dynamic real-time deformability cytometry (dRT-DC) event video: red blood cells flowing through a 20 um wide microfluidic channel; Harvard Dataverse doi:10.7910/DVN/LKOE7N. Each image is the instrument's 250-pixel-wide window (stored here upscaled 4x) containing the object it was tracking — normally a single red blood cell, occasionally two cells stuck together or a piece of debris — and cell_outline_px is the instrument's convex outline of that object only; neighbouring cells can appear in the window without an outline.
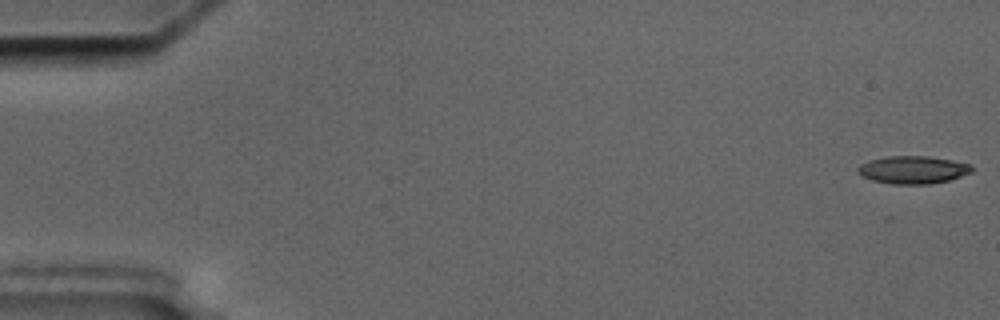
{"species": "common noctule bat (a hibernating species)", "species_latin": "Nyctalus noctula", "temperature_condition": "cold", "stored_images_in_passage": 52, "camera_frame_rate_fps": 3000, "um_per_image_px": 0.085, "animal": {"sex": "male", "body_mass_g": 17.5, "forearm_length_mm": 52.3}, "frame": {"image": 1, "passage_image": 1, "time_ms": 0.0, "image_size_px": [1000, 320], "cell_outline_px": [[972, 172], [948, 180], [928, 184], [892, 184], [872, 180], [860, 176], [856, 172], [856, 168], [860, 164], [868, 160], [888, 156], [928, 156], [952, 160], [972, 164]], "centroid_in_image_um": [77.55, 14.43], "position_along_channel_um": 7.5, "area_um2": 18.55}}
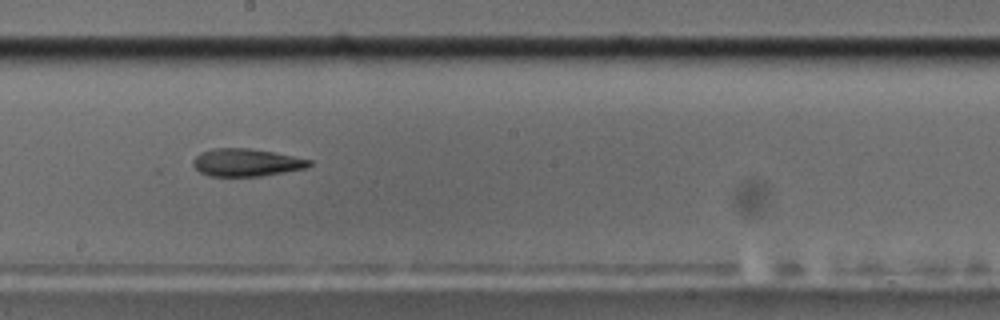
{"frame": {"image": 2, "passage_image": 32, "time_ms": 10.333, "image_size_px": [1000, 320], "cell_outline_px": [[312, 164], [308, 168], [260, 176], [208, 176], [200, 172], [192, 164], [192, 160], [200, 152], [212, 148], [248, 148], [272, 152], [312, 160]], "centroid_in_image_um": [20.92, 13.81], "position_along_channel_um": 227.3, "area_um2": 18.73}}
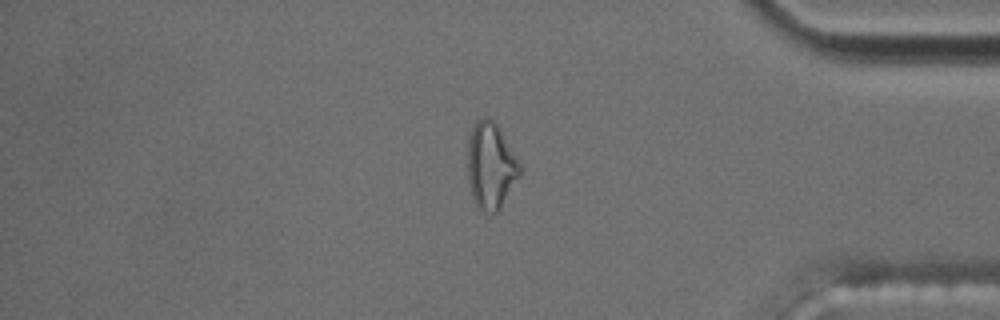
{"frame": {"image": 3, "passage_image": 48, "time_ms": 15.667, "image_size_px": [1000, 320], "cell_outline_px": [[520, 172], [500, 208], [496, 212], [480, 212], [472, 196], [468, 180], [468, 132], [476, 120], [484, 116], [488, 116], [496, 124], [516, 156], [520, 164]], "centroid_in_image_um": [41.67, 14.05], "position_along_channel_um": 393.5, "area_um2": 26.01}}